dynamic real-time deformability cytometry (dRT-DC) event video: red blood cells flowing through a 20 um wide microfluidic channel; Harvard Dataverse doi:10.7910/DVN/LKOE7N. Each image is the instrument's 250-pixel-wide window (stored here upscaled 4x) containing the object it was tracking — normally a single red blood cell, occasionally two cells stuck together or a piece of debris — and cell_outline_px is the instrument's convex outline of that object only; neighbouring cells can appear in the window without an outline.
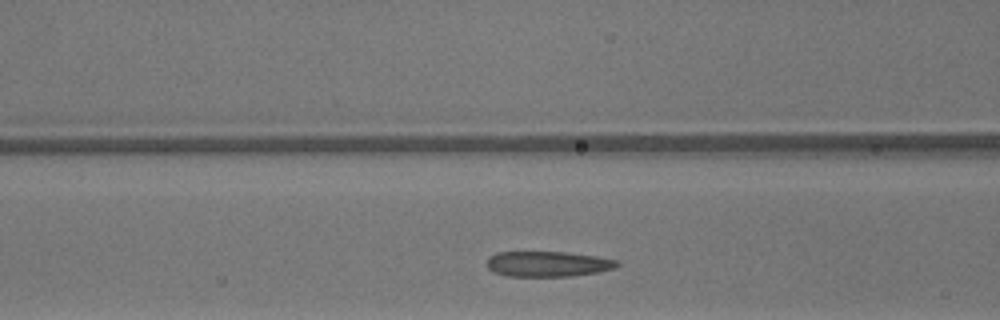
{"species": "common noctule bat (a hibernating species)", "species_latin": "Nyctalus noctula", "temperature_condition": "warm", "stored_images_in_passage": 18, "camera_frame_rate_fps": 3000, "um_per_image_px": 0.085, "animal": {"sex": "male", "body_mass_g": 13.3}, "frame": {"image": 1, "passage_image": 7, "time_ms": 2.0, "image_size_px": [1000, 320], "cell_outline_px": [[620, 264], [616, 268], [596, 272], [572, 276], [508, 276], [496, 272], [488, 268], [484, 264], [488, 256], [496, 252], [568, 252], [596, 256], [620, 260]], "centroid_in_image_um": [46.56, 22.42], "position_along_channel_um": 120.0, "area_um2": 19.48}}
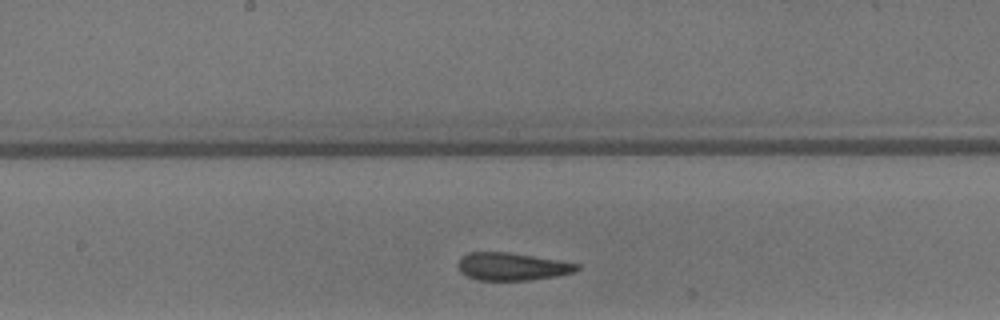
{"frame": {"image": 2, "passage_image": 13, "time_ms": 4.0, "image_size_px": [1000, 320], "cell_outline_px": [[580, 268], [576, 272], [556, 276], [528, 280], [480, 280], [464, 276], [460, 272], [460, 260], [468, 252], [508, 252], [580, 264]], "centroid_in_image_um": [43.55, 22.66], "position_along_channel_um": 204.7, "area_um2": 18.96}}
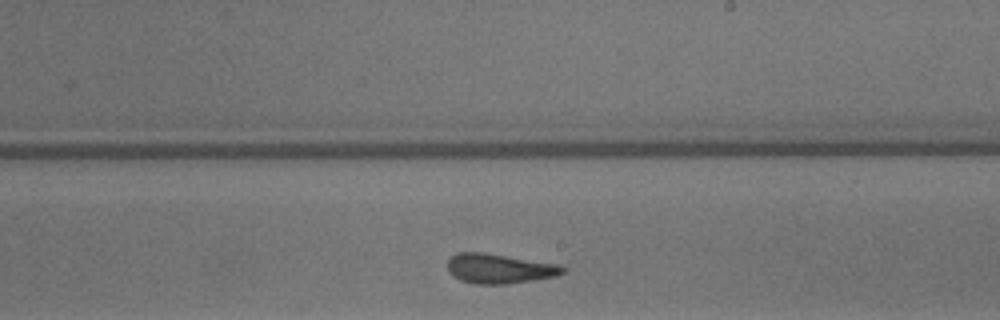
{"frame": {"image": 3, "passage_image": 16, "time_ms": 5.0, "image_size_px": [1000, 320], "cell_outline_px": [[568, 268], [564, 272], [556, 276], [508, 284], [476, 284], [460, 280], [452, 276], [448, 272], [448, 260], [456, 252], [484, 252], [560, 264]], "centroid_in_image_um": [42.45, 22.82], "position_along_channel_um": 246.6, "area_um2": 20.17}}